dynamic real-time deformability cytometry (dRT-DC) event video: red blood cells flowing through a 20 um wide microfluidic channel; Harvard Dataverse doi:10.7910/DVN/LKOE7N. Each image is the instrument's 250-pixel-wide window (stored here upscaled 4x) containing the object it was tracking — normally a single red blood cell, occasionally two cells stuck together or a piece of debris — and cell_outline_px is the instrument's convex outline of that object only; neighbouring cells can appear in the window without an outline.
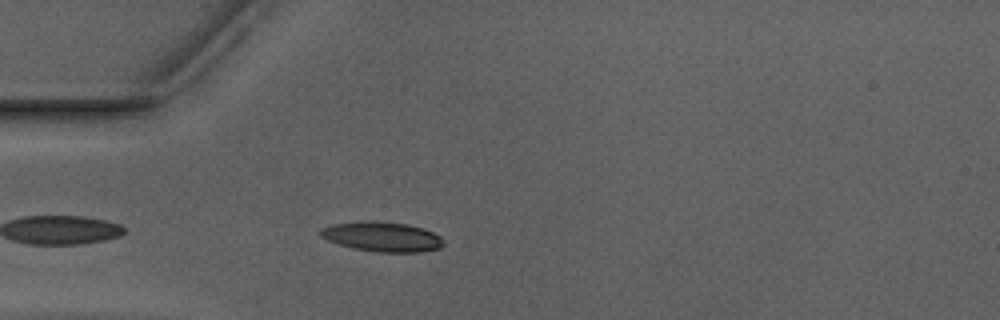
{"species": "Egyptian fruit bat (a non-hibernating species)", "species_latin": "Rousettus aegyptiacus", "temperature_condition": "warm", "stored_images_in_passage": 31, "camera_frame_rate_fps": 3000, "um_per_image_px": 0.085, "animal": {"sex": "male"}, "frame": {"image": 1, "passage_image": 4, "time_ms": 1.0, "image_size_px": [1000, 320], "cell_outline_px": [[444, 244], [440, 248], [420, 252], [376, 252], [352, 248], [328, 240], [320, 236], [320, 228], [332, 224], [364, 220], [376, 220], [408, 224], [424, 228], [440, 236]], "centroid_in_image_um": [32.48, 20.1], "position_along_channel_um": 52.5, "area_um2": 21.56}}
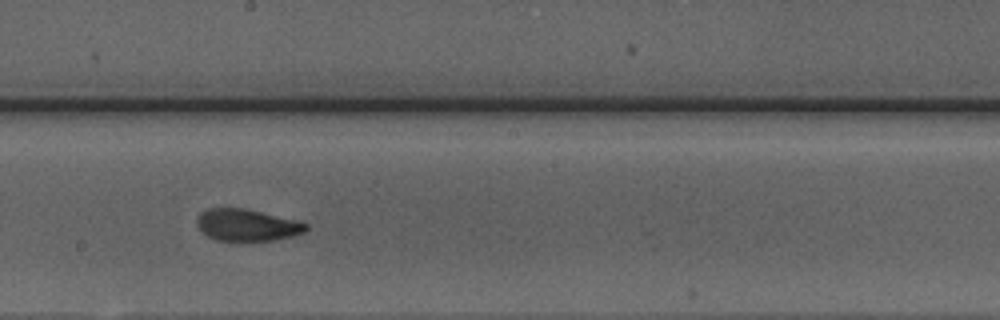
{"frame": {"image": 2, "passage_image": 18, "time_ms": 5.667, "image_size_px": [1000, 320], "cell_outline_px": [[308, 228], [304, 232], [292, 236], [272, 240], [236, 244], [216, 240], [208, 236], [196, 224], [196, 220], [200, 212], [208, 208], [240, 208], [300, 220], [308, 224]], "centroid_in_image_um": [20.99, 19.17], "position_along_channel_um": 227.2, "area_um2": 20.87}}
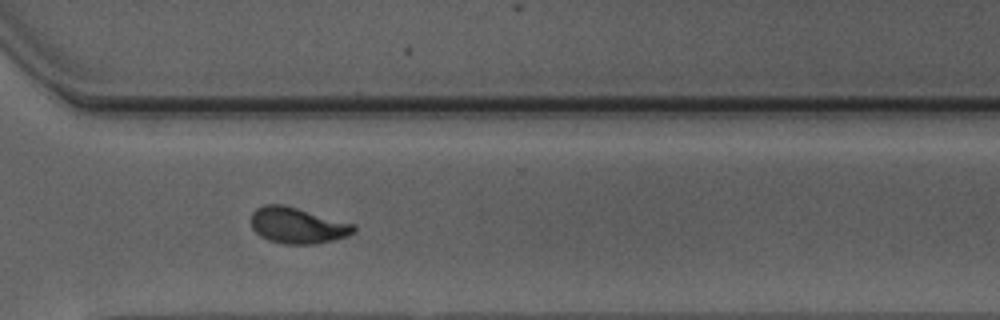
{"frame": {"image": 3, "passage_image": 27, "time_ms": 8.667, "image_size_px": [1000, 320], "cell_outline_px": [[356, 232], [332, 240], [316, 244], [284, 244], [268, 240], [260, 236], [252, 228], [252, 212], [256, 208], [264, 204], [284, 204], [356, 224]], "centroid_in_image_um": [25.29, 19.15], "position_along_channel_um": 345.3, "area_um2": 21.68}, "authors_computed_cell_mechanics": {"area_um2": 21.4438, "velocity_mm_per_s": 3.9444, "shape_relaxation_time_tau1_ms": 4.1022, "shape_relaxation_time_tau2_ms": 1.344, "deformation_change_tau1": 0.1515, "deformation_change_tau2": 0.0758}}